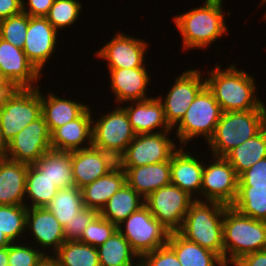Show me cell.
Segmentation results:
<instances>
[{"label": "cell", "instance_id": "24", "mask_svg": "<svg viewBox=\"0 0 266 266\" xmlns=\"http://www.w3.org/2000/svg\"><path fill=\"white\" fill-rule=\"evenodd\" d=\"M28 164L0 158V205H25Z\"/></svg>", "mask_w": 266, "mask_h": 266}, {"label": "cell", "instance_id": "9", "mask_svg": "<svg viewBox=\"0 0 266 266\" xmlns=\"http://www.w3.org/2000/svg\"><path fill=\"white\" fill-rule=\"evenodd\" d=\"M41 87L17 88L0 112V126L9 143L28 124L41 116Z\"/></svg>", "mask_w": 266, "mask_h": 266}, {"label": "cell", "instance_id": "21", "mask_svg": "<svg viewBox=\"0 0 266 266\" xmlns=\"http://www.w3.org/2000/svg\"><path fill=\"white\" fill-rule=\"evenodd\" d=\"M117 165L113 155L93 146L72 151V171L79 189L108 174Z\"/></svg>", "mask_w": 266, "mask_h": 266}, {"label": "cell", "instance_id": "36", "mask_svg": "<svg viewBox=\"0 0 266 266\" xmlns=\"http://www.w3.org/2000/svg\"><path fill=\"white\" fill-rule=\"evenodd\" d=\"M232 207L243 215L266 221V186H238Z\"/></svg>", "mask_w": 266, "mask_h": 266}, {"label": "cell", "instance_id": "32", "mask_svg": "<svg viewBox=\"0 0 266 266\" xmlns=\"http://www.w3.org/2000/svg\"><path fill=\"white\" fill-rule=\"evenodd\" d=\"M97 252L100 266H139V256L118 230L97 247Z\"/></svg>", "mask_w": 266, "mask_h": 266}, {"label": "cell", "instance_id": "13", "mask_svg": "<svg viewBox=\"0 0 266 266\" xmlns=\"http://www.w3.org/2000/svg\"><path fill=\"white\" fill-rule=\"evenodd\" d=\"M184 71L175 76L176 79L165 97L161 94L158 96L166 121L172 129L181 121L197 94L206 86L204 70L193 68Z\"/></svg>", "mask_w": 266, "mask_h": 266}, {"label": "cell", "instance_id": "33", "mask_svg": "<svg viewBox=\"0 0 266 266\" xmlns=\"http://www.w3.org/2000/svg\"><path fill=\"white\" fill-rule=\"evenodd\" d=\"M58 190L33 164H28L25 189V205L28 208L47 207Z\"/></svg>", "mask_w": 266, "mask_h": 266}, {"label": "cell", "instance_id": "34", "mask_svg": "<svg viewBox=\"0 0 266 266\" xmlns=\"http://www.w3.org/2000/svg\"><path fill=\"white\" fill-rule=\"evenodd\" d=\"M46 208L53 213L64 227L84 208L81 189L76 186L59 189Z\"/></svg>", "mask_w": 266, "mask_h": 266}, {"label": "cell", "instance_id": "14", "mask_svg": "<svg viewBox=\"0 0 266 266\" xmlns=\"http://www.w3.org/2000/svg\"><path fill=\"white\" fill-rule=\"evenodd\" d=\"M122 31L114 34L100 49H97L96 58L107 62V69L120 68H147L146 57L148 41L136 36L126 35ZM146 40V41H145Z\"/></svg>", "mask_w": 266, "mask_h": 266}, {"label": "cell", "instance_id": "22", "mask_svg": "<svg viewBox=\"0 0 266 266\" xmlns=\"http://www.w3.org/2000/svg\"><path fill=\"white\" fill-rule=\"evenodd\" d=\"M126 104V105H125ZM121 104L136 134L173 131L166 121L164 108L157 96L143 101Z\"/></svg>", "mask_w": 266, "mask_h": 266}, {"label": "cell", "instance_id": "39", "mask_svg": "<svg viewBox=\"0 0 266 266\" xmlns=\"http://www.w3.org/2000/svg\"><path fill=\"white\" fill-rule=\"evenodd\" d=\"M29 15L22 12L0 21V38L18 48H23Z\"/></svg>", "mask_w": 266, "mask_h": 266}, {"label": "cell", "instance_id": "2", "mask_svg": "<svg viewBox=\"0 0 266 266\" xmlns=\"http://www.w3.org/2000/svg\"><path fill=\"white\" fill-rule=\"evenodd\" d=\"M223 0H205L182 14L174 15V24L181 35V51L205 50L228 33Z\"/></svg>", "mask_w": 266, "mask_h": 266}, {"label": "cell", "instance_id": "4", "mask_svg": "<svg viewBox=\"0 0 266 266\" xmlns=\"http://www.w3.org/2000/svg\"><path fill=\"white\" fill-rule=\"evenodd\" d=\"M224 263L232 266L242 256L266 249V221L256 220L227 206L223 217Z\"/></svg>", "mask_w": 266, "mask_h": 266}, {"label": "cell", "instance_id": "45", "mask_svg": "<svg viewBox=\"0 0 266 266\" xmlns=\"http://www.w3.org/2000/svg\"><path fill=\"white\" fill-rule=\"evenodd\" d=\"M55 0H23V12L30 17H46Z\"/></svg>", "mask_w": 266, "mask_h": 266}, {"label": "cell", "instance_id": "30", "mask_svg": "<svg viewBox=\"0 0 266 266\" xmlns=\"http://www.w3.org/2000/svg\"><path fill=\"white\" fill-rule=\"evenodd\" d=\"M145 199L125 183L106 203L99 214L118 226L133 212L144 206Z\"/></svg>", "mask_w": 266, "mask_h": 266}, {"label": "cell", "instance_id": "37", "mask_svg": "<svg viewBox=\"0 0 266 266\" xmlns=\"http://www.w3.org/2000/svg\"><path fill=\"white\" fill-rule=\"evenodd\" d=\"M27 209L26 205H0V231L12 243L25 241Z\"/></svg>", "mask_w": 266, "mask_h": 266}, {"label": "cell", "instance_id": "20", "mask_svg": "<svg viewBox=\"0 0 266 266\" xmlns=\"http://www.w3.org/2000/svg\"><path fill=\"white\" fill-rule=\"evenodd\" d=\"M0 71L16 88H37L43 77L28 61L23 49L1 38Z\"/></svg>", "mask_w": 266, "mask_h": 266}, {"label": "cell", "instance_id": "15", "mask_svg": "<svg viewBox=\"0 0 266 266\" xmlns=\"http://www.w3.org/2000/svg\"><path fill=\"white\" fill-rule=\"evenodd\" d=\"M50 149L51 133L41 115L14 136L9 142L5 157L14 161L33 164Z\"/></svg>", "mask_w": 266, "mask_h": 266}, {"label": "cell", "instance_id": "31", "mask_svg": "<svg viewBox=\"0 0 266 266\" xmlns=\"http://www.w3.org/2000/svg\"><path fill=\"white\" fill-rule=\"evenodd\" d=\"M266 157V126L255 136L229 151L224 158L239 176L254 163Z\"/></svg>", "mask_w": 266, "mask_h": 266}, {"label": "cell", "instance_id": "54", "mask_svg": "<svg viewBox=\"0 0 266 266\" xmlns=\"http://www.w3.org/2000/svg\"><path fill=\"white\" fill-rule=\"evenodd\" d=\"M264 4H266V0H261V3L259 4L258 8L261 6H263ZM264 19L266 20V10L265 13H263Z\"/></svg>", "mask_w": 266, "mask_h": 266}, {"label": "cell", "instance_id": "47", "mask_svg": "<svg viewBox=\"0 0 266 266\" xmlns=\"http://www.w3.org/2000/svg\"><path fill=\"white\" fill-rule=\"evenodd\" d=\"M232 266H266V249L246 254Z\"/></svg>", "mask_w": 266, "mask_h": 266}, {"label": "cell", "instance_id": "41", "mask_svg": "<svg viewBox=\"0 0 266 266\" xmlns=\"http://www.w3.org/2000/svg\"><path fill=\"white\" fill-rule=\"evenodd\" d=\"M25 242H14L8 246V266H36L43 257L38 248L31 246L27 240Z\"/></svg>", "mask_w": 266, "mask_h": 266}, {"label": "cell", "instance_id": "38", "mask_svg": "<svg viewBox=\"0 0 266 266\" xmlns=\"http://www.w3.org/2000/svg\"><path fill=\"white\" fill-rule=\"evenodd\" d=\"M82 8L83 3L78 0H55L46 18L60 32L80 19Z\"/></svg>", "mask_w": 266, "mask_h": 266}, {"label": "cell", "instance_id": "19", "mask_svg": "<svg viewBox=\"0 0 266 266\" xmlns=\"http://www.w3.org/2000/svg\"><path fill=\"white\" fill-rule=\"evenodd\" d=\"M186 148V146H180L171 155V184L178 186L195 200L201 201L204 159L201 160L200 155L197 156L190 148Z\"/></svg>", "mask_w": 266, "mask_h": 266}, {"label": "cell", "instance_id": "17", "mask_svg": "<svg viewBox=\"0 0 266 266\" xmlns=\"http://www.w3.org/2000/svg\"><path fill=\"white\" fill-rule=\"evenodd\" d=\"M25 234L43 254H54L66 241L63 226L46 207L27 209Z\"/></svg>", "mask_w": 266, "mask_h": 266}, {"label": "cell", "instance_id": "53", "mask_svg": "<svg viewBox=\"0 0 266 266\" xmlns=\"http://www.w3.org/2000/svg\"><path fill=\"white\" fill-rule=\"evenodd\" d=\"M12 242L0 231V247L9 246Z\"/></svg>", "mask_w": 266, "mask_h": 266}, {"label": "cell", "instance_id": "26", "mask_svg": "<svg viewBox=\"0 0 266 266\" xmlns=\"http://www.w3.org/2000/svg\"><path fill=\"white\" fill-rule=\"evenodd\" d=\"M51 91L47 95L41 92V115L44 117L50 133L65 123L80 117L90 107L88 103L76 102L70 96L61 98Z\"/></svg>", "mask_w": 266, "mask_h": 266}, {"label": "cell", "instance_id": "40", "mask_svg": "<svg viewBox=\"0 0 266 266\" xmlns=\"http://www.w3.org/2000/svg\"><path fill=\"white\" fill-rule=\"evenodd\" d=\"M117 230V226L100 214L86 226L79 242L99 247Z\"/></svg>", "mask_w": 266, "mask_h": 266}, {"label": "cell", "instance_id": "52", "mask_svg": "<svg viewBox=\"0 0 266 266\" xmlns=\"http://www.w3.org/2000/svg\"><path fill=\"white\" fill-rule=\"evenodd\" d=\"M14 91H0V112L4 109L8 98Z\"/></svg>", "mask_w": 266, "mask_h": 266}, {"label": "cell", "instance_id": "11", "mask_svg": "<svg viewBox=\"0 0 266 266\" xmlns=\"http://www.w3.org/2000/svg\"><path fill=\"white\" fill-rule=\"evenodd\" d=\"M172 131L137 134L118 159L120 167H138L168 161L180 147L170 137Z\"/></svg>", "mask_w": 266, "mask_h": 266}, {"label": "cell", "instance_id": "8", "mask_svg": "<svg viewBox=\"0 0 266 266\" xmlns=\"http://www.w3.org/2000/svg\"><path fill=\"white\" fill-rule=\"evenodd\" d=\"M117 230L139 258L167 244L170 234L145 205L121 222Z\"/></svg>", "mask_w": 266, "mask_h": 266}, {"label": "cell", "instance_id": "44", "mask_svg": "<svg viewBox=\"0 0 266 266\" xmlns=\"http://www.w3.org/2000/svg\"><path fill=\"white\" fill-rule=\"evenodd\" d=\"M239 186H266V157L238 176Z\"/></svg>", "mask_w": 266, "mask_h": 266}, {"label": "cell", "instance_id": "50", "mask_svg": "<svg viewBox=\"0 0 266 266\" xmlns=\"http://www.w3.org/2000/svg\"><path fill=\"white\" fill-rule=\"evenodd\" d=\"M9 143L3 136V132L0 126V158L5 157L8 151Z\"/></svg>", "mask_w": 266, "mask_h": 266}, {"label": "cell", "instance_id": "7", "mask_svg": "<svg viewBox=\"0 0 266 266\" xmlns=\"http://www.w3.org/2000/svg\"><path fill=\"white\" fill-rule=\"evenodd\" d=\"M105 113L99 114L98 119L92 116V146L113 155L118 160L137 134L121 105Z\"/></svg>", "mask_w": 266, "mask_h": 266}, {"label": "cell", "instance_id": "43", "mask_svg": "<svg viewBox=\"0 0 266 266\" xmlns=\"http://www.w3.org/2000/svg\"><path fill=\"white\" fill-rule=\"evenodd\" d=\"M139 266H181L174 250L165 244L140 257Z\"/></svg>", "mask_w": 266, "mask_h": 266}, {"label": "cell", "instance_id": "5", "mask_svg": "<svg viewBox=\"0 0 266 266\" xmlns=\"http://www.w3.org/2000/svg\"><path fill=\"white\" fill-rule=\"evenodd\" d=\"M266 126V109L223 112L213 136L206 143L209 153L224 157Z\"/></svg>", "mask_w": 266, "mask_h": 266}, {"label": "cell", "instance_id": "48", "mask_svg": "<svg viewBox=\"0 0 266 266\" xmlns=\"http://www.w3.org/2000/svg\"><path fill=\"white\" fill-rule=\"evenodd\" d=\"M36 266H59V263L53 254H44Z\"/></svg>", "mask_w": 266, "mask_h": 266}, {"label": "cell", "instance_id": "46", "mask_svg": "<svg viewBox=\"0 0 266 266\" xmlns=\"http://www.w3.org/2000/svg\"><path fill=\"white\" fill-rule=\"evenodd\" d=\"M23 0H0V21L23 12Z\"/></svg>", "mask_w": 266, "mask_h": 266}, {"label": "cell", "instance_id": "10", "mask_svg": "<svg viewBox=\"0 0 266 266\" xmlns=\"http://www.w3.org/2000/svg\"><path fill=\"white\" fill-rule=\"evenodd\" d=\"M195 199L174 184L165 185L149 194L144 205L170 232H178Z\"/></svg>", "mask_w": 266, "mask_h": 266}, {"label": "cell", "instance_id": "28", "mask_svg": "<svg viewBox=\"0 0 266 266\" xmlns=\"http://www.w3.org/2000/svg\"><path fill=\"white\" fill-rule=\"evenodd\" d=\"M33 165L59 189L75 186L72 152L50 149Z\"/></svg>", "mask_w": 266, "mask_h": 266}, {"label": "cell", "instance_id": "27", "mask_svg": "<svg viewBox=\"0 0 266 266\" xmlns=\"http://www.w3.org/2000/svg\"><path fill=\"white\" fill-rule=\"evenodd\" d=\"M126 183L125 171L117 165L108 174L81 188L84 207L97 211Z\"/></svg>", "mask_w": 266, "mask_h": 266}, {"label": "cell", "instance_id": "49", "mask_svg": "<svg viewBox=\"0 0 266 266\" xmlns=\"http://www.w3.org/2000/svg\"><path fill=\"white\" fill-rule=\"evenodd\" d=\"M17 88L0 71V91H15Z\"/></svg>", "mask_w": 266, "mask_h": 266}, {"label": "cell", "instance_id": "16", "mask_svg": "<svg viewBox=\"0 0 266 266\" xmlns=\"http://www.w3.org/2000/svg\"><path fill=\"white\" fill-rule=\"evenodd\" d=\"M60 33L51 25L46 17H30L28 29L24 41L23 51L28 61L43 76L42 72L54 55L59 44L58 35Z\"/></svg>", "mask_w": 266, "mask_h": 266}, {"label": "cell", "instance_id": "1", "mask_svg": "<svg viewBox=\"0 0 266 266\" xmlns=\"http://www.w3.org/2000/svg\"><path fill=\"white\" fill-rule=\"evenodd\" d=\"M216 63L208 72H204L207 88L220 104L222 112L266 109L264 100L257 92L255 76L244 69L236 67V63L222 68Z\"/></svg>", "mask_w": 266, "mask_h": 266}, {"label": "cell", "instance_id": "23", "mask_svg": "<svg viewBox=\"0 0 266 266\" xmlns=\"http://www.w3.org/2000/svg\"><path fill=\"white\" fill-rule=\"evenodd\" d=\"M91 109L90 106L80 117L56 128L51 133V149L72 152L91 147L94 116Z\"/></svg>", "mask_w": 266, "mask_h": 266}, {"label": "cell", "instance_id": "35", "mask_svg": "<svg viewBox=\"0 0 266 266\" xmlns=\"http://www.w3.org/2000/svg\"><path fill=\"white\" fill-rule=\"evenodd\" d=\"M53 255L59 266H100L97 248L78 240L65 241Z\"/></svg>", "mask_w": 266, "mask_h": 266}, {"label": "cell", "instance_id": "18", "mask_svg": "<svg viewBox=\"0 0 266 266\" xmlns=\"http://www.w3.org/2000/svg\"><path fill=\"white\" fill-rule=\"evenodd\" d=\"M148 68L107 69L110 90L114 94V103L120 105L129 101H143L152 98L150 91L151 73ZM148 91V92H147Z\"/></svg>", "mask_w": 266, "mask_h": 266}, {"label": "cell", "instance_id": "3", "mask_svg": "<svg viewBox=\"0 0 266 266\" xmlns=\"http://www.w3.org/2000/svg\"><path fill=\"white\" fill-rule=\"evenodd\" d=\"M227 205L195 200L178 233L188 241L215 252L224 261L223 217Z\"/></svg>", "mask_w": 266, "mask_h": 266}, {"label": "cell", "instance_id": "6", "mask_svg": "<svg viewBox=\"0 0 266 266\" xmlns=\"http://www.w3.org/2000/svg\"><path fill=\"white\" fill-rule=\"evenodd\" d=\"M222 113L220 104L205 86L197 94L181 121L173 128L176 130L173 135L176 136L175 141L178 139L180 146L189 147V143L199 137L207 143L213 136Z\"/></svg>", "mask_w": 266, "mask_h": 266}, {"label": "cell", "instance_id": "12", "mask_svg": "<svg viewBox=\"0 0 266 266\" xmlns=\"http://www.w3.org/2000/svg\"><path fill=\"white\" fill-rule=\"evenodd\" d=\"M204 162L201 201L232 206L238 194L239 180L234 167L224 158L211 156Z\"/></svg>", "mask_w": 266, "mask_h": 266}, {"label": "cell", "instance_id": "29", "mask_svg": "<svg viewBox=\"0 0 266 266\" xmlns=\"http://www.w3.org/2000/svg\"><path fill=\"white\" fill-rule=\"evenodd\" d=\"M167 244L174 250L181 266H226L215 252L188 241L178 232L169 234Z\"/></svg>", "mask_w": 266, "mask_h": 266}, {"label": "cell", "instance_id": "42", "mask_svg": "<svg viewBox=\"0 0 266 266\" xmlns=\"http://www.w3.org/2000/svg\"><path fill=\"white\" fill-rule=\"evenodd\" d=\"M98 215L99 211L96 209L84 207L78 214L75 215V218L70 223H66L63 227L65 240H79L86 226Z\"/></svg>", "mask_w": 266, "mask_h": 266}, {"label": "cell", "instance_id": "25", "mask_svg": "<svg viewBox=\"0 0 266 266\" xmlns=\"http://www.w3.org/2000/svg\"><path fill=\"white\" fill-rule=\"evenodd\" d=\"M126 183L144 199L155 190L171 183L170 159L165 162L138 167H121Z\"/></svg>", "mask_w": 266, "mask_h": 266}, {"label": "cell", "instance_id": "51", "mask_svg": "<svg viewBox=\"0 0 266 266\" xmlns=\"http://www.w3.org/2000/svg\"><path fill=\"white\" fill-rule=\"evenodd\" d=\"M8 246L0 247V266H8Z\"/></svg>", "mask_w": 266, "mask_h": 266}]
</instances>
